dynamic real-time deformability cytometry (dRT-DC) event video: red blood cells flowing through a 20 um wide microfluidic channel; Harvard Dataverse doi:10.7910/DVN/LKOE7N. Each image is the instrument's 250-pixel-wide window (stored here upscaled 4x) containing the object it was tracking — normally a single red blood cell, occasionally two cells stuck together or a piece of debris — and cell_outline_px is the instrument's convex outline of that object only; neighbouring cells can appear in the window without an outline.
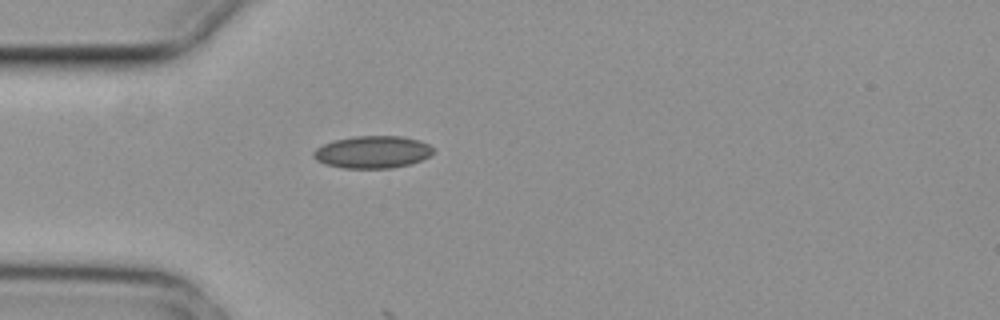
{"species": "common noctule bat (a hibernating species)", "species_latin": "Nyctalus noctula", "temperature_condition": "cold", "stored_images_in_passage": 4, "camera_frame_rate_fps": 3000, "um_per_image_px": 0.085, "animal": {"sex": "female", "body_mass_g": 29.2, "forearm_length_mm": 56.3}, "frame": {"image": 1, "passage_image": 4, "time_ms": 1.0, "image_size_px": [1000, 320], "cell_outline_px": [[432, 156], [408, 164], [392, 168], [344, 168], [324, 164], [316, 160], [312, 156], [312, 152], [316, 148], [332, 140], [356, 136], [400, 136], [420, 140], [428, 144], [432, 148]], "centroid_in_image_um": [31.63, 12.92], "position_along_channel_um": 53.4, "area_um2": 22.6}}